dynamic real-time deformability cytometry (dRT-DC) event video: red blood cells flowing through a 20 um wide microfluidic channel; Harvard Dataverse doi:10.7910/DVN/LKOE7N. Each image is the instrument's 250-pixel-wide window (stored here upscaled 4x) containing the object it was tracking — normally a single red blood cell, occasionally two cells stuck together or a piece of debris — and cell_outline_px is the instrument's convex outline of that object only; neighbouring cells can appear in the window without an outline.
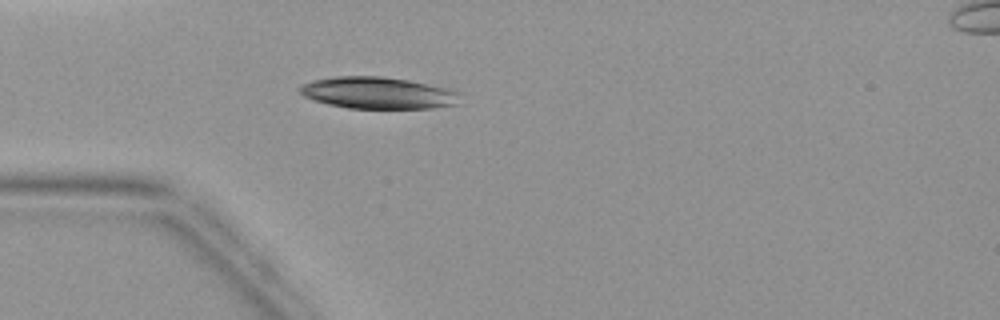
{"species": "common noctule bat (a hibernating species)", "species_latin": "Nyctalus noctula", "temperature_condition": "warm", "stored_images_in_passage": 4, "camera_frame_rate_fps": 3000, "um_per_image_px": 0.085, "animal": {"sex": "female", "body_mass_g": 19.9}, "frame": {"image": 1, "passage_image": 4, "time_ms": 3.667, "image_size_px": [1000, 320], "cell_outline_px": [[460, 104], [436, 108], [348, 108], [328, 104], [312, 100], [304, 96], [296, 88], [300, 84], [312, 80], [332, 76], [380, 76], [408, 80], [448, 88], [460, 92]], "centroid_in_image_um": [32.11, 7.89], "position_along_channel_um": 52.9, "area_um2": 30.06}}